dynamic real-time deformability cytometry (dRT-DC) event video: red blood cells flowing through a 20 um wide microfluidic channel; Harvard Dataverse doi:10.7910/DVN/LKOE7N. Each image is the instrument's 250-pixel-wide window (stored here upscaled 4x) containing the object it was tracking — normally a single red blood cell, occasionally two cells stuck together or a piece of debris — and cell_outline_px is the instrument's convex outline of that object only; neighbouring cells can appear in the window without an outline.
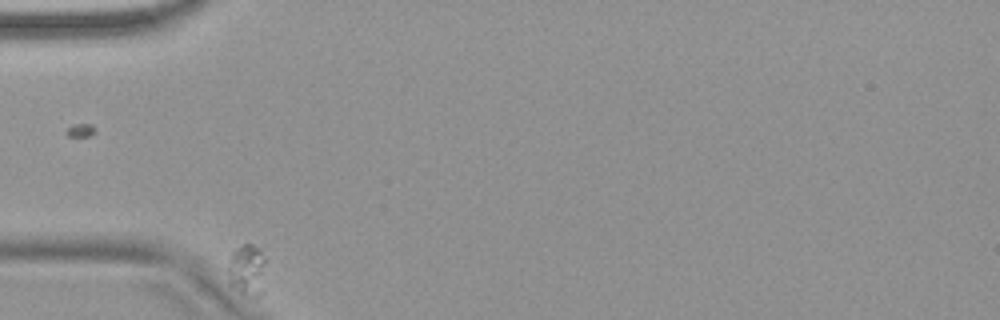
{"species": "common noctule bat (a hibernating species)", "species_latin": "Nyctalus noctula", "temperature_condition": "warm", "stored_images_in_passage": 38, "camera_frame_rate_fps": 3000, "um_per_image_px": 0.085, "animal": {"sex": "female", "body_mass_g": 18.4}, "frame": {"image": 1, "passage_image": 1, "time_ms": 0.0, "image_size_px": [1000, 320], "cell_outline_px": [[264, 292], [260, 296], [256, 296], [240, 292], [228, 284], [228, 268], [232, 252], [236, 248], [244, 244], [252, 244], [260, 248], [264, 260]], "centroid_in_image_um": [21.0, 22.96], "position_along_channel_um": 64.0, "area_um2": 11.39}}
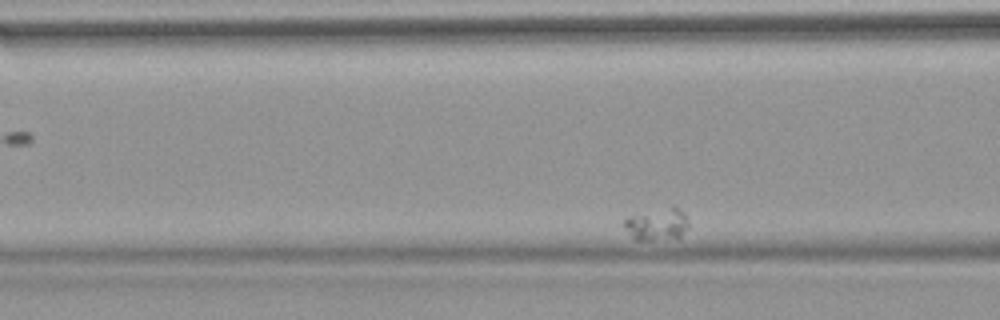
{"frame": {"image": 2, "passage_image": 8, "time_ms": 2.333, "image_size_px": [1000, 320], "cell_outline_px": [[688, 228], [680, 236], [652, 240], [636, 240], [632, 236], [624, 224], [624, 220], [628, 216], [672, 204], [680, 208], [684, 212], [688, 224]], "centroid_in_image_um": [55.88, 19.0], "position_along_channel_um": 110.7, "area_um2": 12.14}}
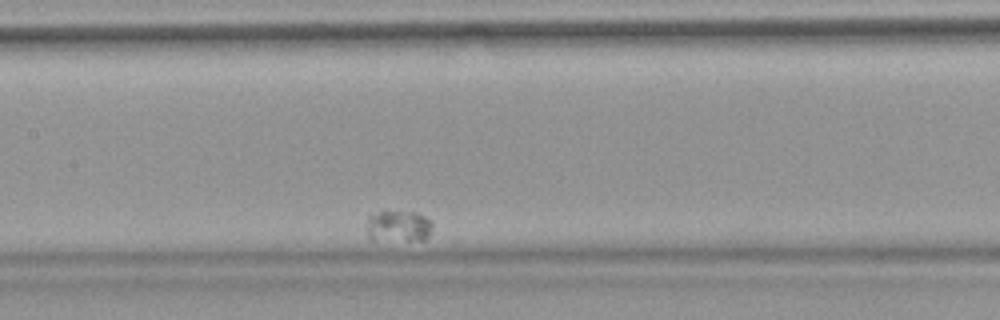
{"frame": {"image": 3, "passage_image": 16, "time_ms": 5.0, "image_size_px": [1000, 320], "cell_outline_px": [[432, 224], [428, 236], [424, 240], [372, 240], [368, 236], [368, 216], [384, 208], [416, 212], [432, 220]], "centroid_in_image_um": [33.85, 19.17], "position_along_channel_um": 173.5, "area_um2": 12.54}}